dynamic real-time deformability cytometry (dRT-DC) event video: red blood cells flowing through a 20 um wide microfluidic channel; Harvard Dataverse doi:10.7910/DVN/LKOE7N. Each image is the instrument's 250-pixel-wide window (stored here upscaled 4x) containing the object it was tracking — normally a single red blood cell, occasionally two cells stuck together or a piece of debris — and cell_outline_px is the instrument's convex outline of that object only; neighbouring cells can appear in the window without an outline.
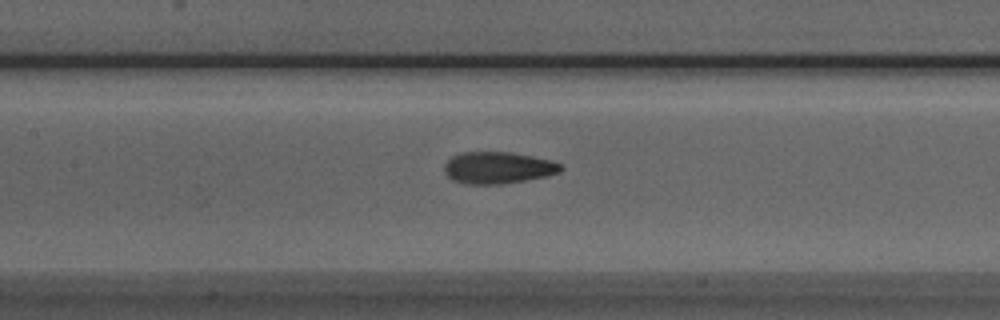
{"species": "Egyptian fruit bat (a non-hibernating species)", "species_latin": "Rousettus aegyptiacus", "temperature_condition": "room temperature", "stored_images_in_passage": 36, "camera_frame_rate_fps": 3000, "um_per_image_px": 0.085, "animal": {"sex": "male"}, "frame": {"image": 1, "passage_image": 10, "time_ms": 3.0, "image_size_px": [1000, 320], "cell_outline_px": [[564, 168], [560, 172], [548, 176], [500, 184], [464, 184], [452, 180], [444, 172], [444, 164], [452, 156], [460, 152], [512, 152], [552, 160], [560, 164]], "centroid_in_image_um": [42.32, 14.25], "position_along_channel_um": 165.1, "area_um2": 21.73}}
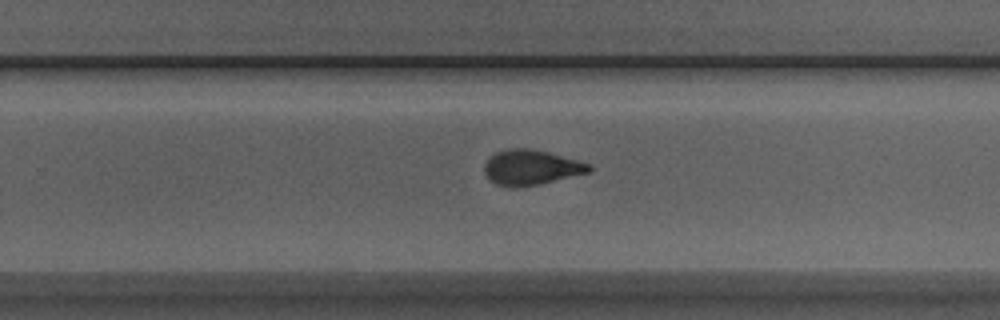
{"frame": {"image": 2, "passage_image": 19, "time_ms": 6.0, "image_size_px": [1000, 320], "cell_outline_px": [[592, 168], [588, 172], [540, 184], [516, 188], [496, 184], [484, 172], [484, 164], [496, 152], [508, 148], [528, 148], [548, 152], [592, 164]], "centroid_in_image_um": [45.14, 14.23], "position_along_channel_um": 284.7, "area_um2": 21.21}}
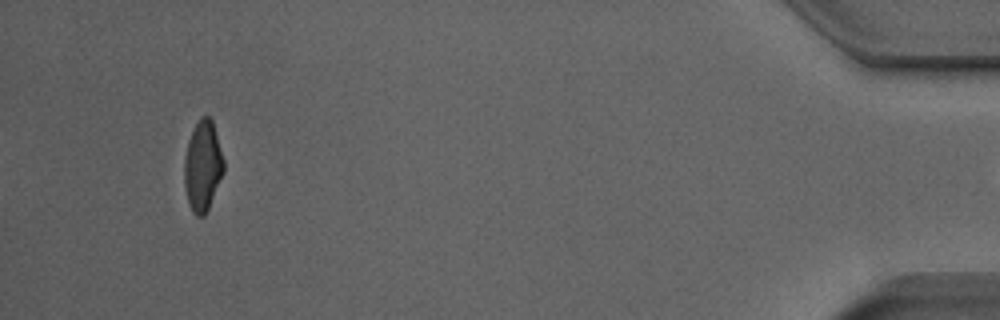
{"frame": {"image": 3, "passage_image": 35, "time_ms": 11.333, "image_size_px": [1000, 320], "cell_outline_px": [[224, 172], [208, 208], [204, 216], [196, 216], [192, 212], [188, 204], [184, 188], [184, 156], [188, 140], [200, 116], [208, 116], [212, 120], [224, 160]], "centroid_in_image_um": [17.21, 14.13], "position_along_channel_um": 418.0, "area_um2": 20.81}}